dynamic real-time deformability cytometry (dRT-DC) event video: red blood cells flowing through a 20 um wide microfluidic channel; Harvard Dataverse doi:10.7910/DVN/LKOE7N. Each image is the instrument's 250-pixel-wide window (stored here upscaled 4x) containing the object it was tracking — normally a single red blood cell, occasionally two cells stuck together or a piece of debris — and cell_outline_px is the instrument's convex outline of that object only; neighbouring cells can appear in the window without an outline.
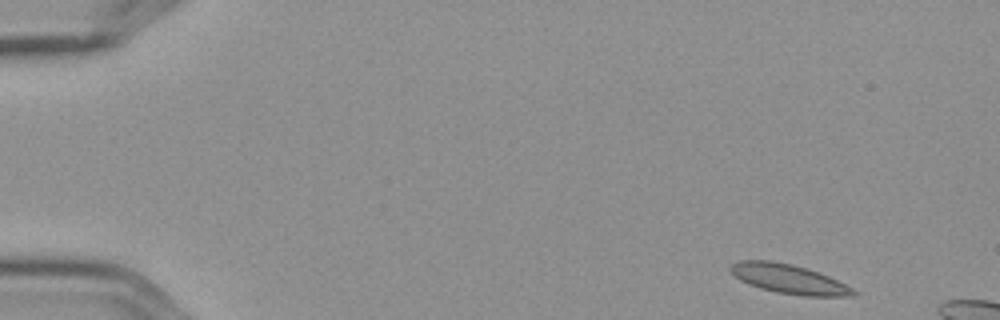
{"species": "Egyptian fruit bat (a non-hibernating species)", "species_latin": "Rousettus aegyptiacus", "temperature_condition": "cold", "stored_images_in_passage": 4, "camera_frame_rate_fps": 3000, "um_per_image_px": 0.085, "frame": {"image": 1, "passage_image": 1, "time_ms": 0.0, "image_size_px": [1000, 320], "cell_outline_px": [[860, 292], [852, 296], [804, 296], [776, 292], [760, 288], [748, 284], [740, 280], [728, 268], [732, 264], [740, 260], [772, 260], [792, 264], [808, 268], [828, 276]], "centroid_in_image_um": [67.05, 23.71], "position_along_channel_um": 18.0, "area_um2": 20.98}}